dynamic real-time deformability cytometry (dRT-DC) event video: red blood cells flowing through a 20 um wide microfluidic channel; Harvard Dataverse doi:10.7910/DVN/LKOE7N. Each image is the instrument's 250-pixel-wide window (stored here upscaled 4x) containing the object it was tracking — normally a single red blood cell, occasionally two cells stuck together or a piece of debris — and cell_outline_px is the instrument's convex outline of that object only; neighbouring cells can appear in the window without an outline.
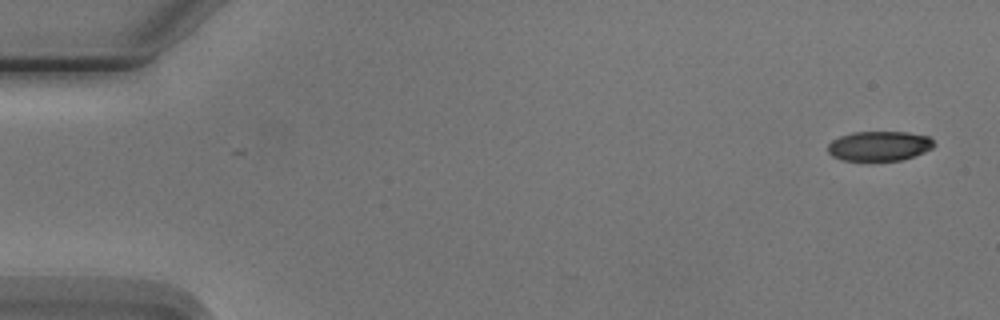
{"species": "Egyptian fruit bat (a non-hibernating species)", "species_latin": "Rousettus aegyptiacus", "temperature_condition": "cold", "stored_images_in_passage": 5, "camera_frame_rate_fps": 3000, "um_per_image_px": 0.085, "animal": {"sex": "male"}, "frame": {"image": 1, "passage_image": 1, "time_ms": 0.0, "image_size_px": [1000, 320], "cell_outline_px": [[936, 144], [932, 148], [924, 152], [900, 160], [844, 160], [832, 156], [828, 152], [828, 144], [832, 140], [840, 136], [852, 132], [908, 132], [928, 136]], "centroid_in_image_um": [74.73, 12.39], "position_along_channel_um": 10.3, "area_um2": 18.26}}
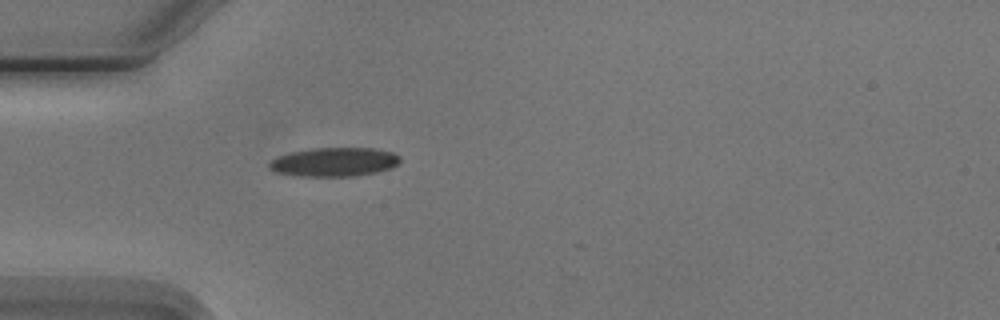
{"frame": {"image": 2, "passage_image": 5, "time_ms": 4.667, "image_size_px": [1000, 320], "cell_outline_px": [[400, 164], [392, 168], [376, 172], [352, 176], [300, 176], [276, 172], [268, 168], [268, 164], [272, 160], [280, 156], [292, 152], [312, 148], [372, 148], [392, 152], [400, 156]], "centroid_in_image_um": [28.45, 13.77], "position_along_channel_um": 56.6, "area_um2": 21.96}}